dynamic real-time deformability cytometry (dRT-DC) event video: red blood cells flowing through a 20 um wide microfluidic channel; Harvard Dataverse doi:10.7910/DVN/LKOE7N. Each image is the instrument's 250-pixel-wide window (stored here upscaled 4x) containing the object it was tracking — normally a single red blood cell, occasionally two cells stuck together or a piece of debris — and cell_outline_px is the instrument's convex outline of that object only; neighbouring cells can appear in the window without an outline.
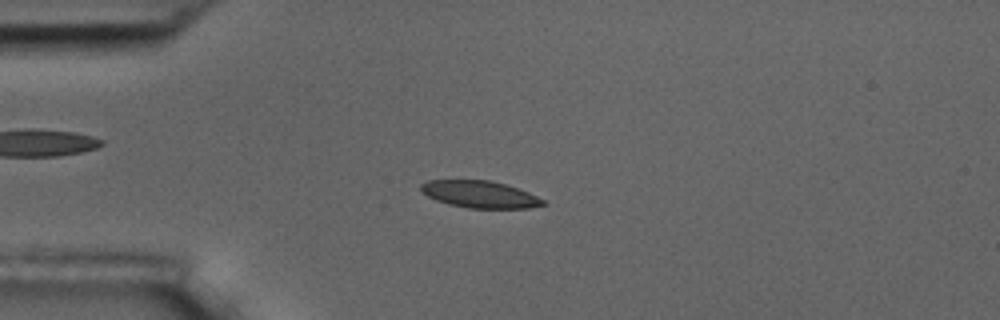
{"species": "common noctule bat (a hibernating species)", "species_latin": "Nyctalus noctula", "temperature_condition": "room temperature", "stored_images_in_passage": 8, "camera_frame_rate_fps": 3000, "um_per_image_px": 0.085, "animal": {"sex": "male", "body_mass_g": 17.5, "forearm_length_mm": 52.3}, "frame": {"image": 1, "passage_image": 4, "time_ms": 3.333, "image_size_px": [1000, 320], "cell_outline_px": [[548, 204], [528, 208], [468, 208], [448, 204], [436, 200], [428, 196], [420, 188], [420, 184], [428, 180], [488, 180], [504, 184], [528, 192], [544, 200]], "centroid_in_image_um": [40.78, 16.52], "position_along_channel_um": 44.2, "area_um2": 19.07}}
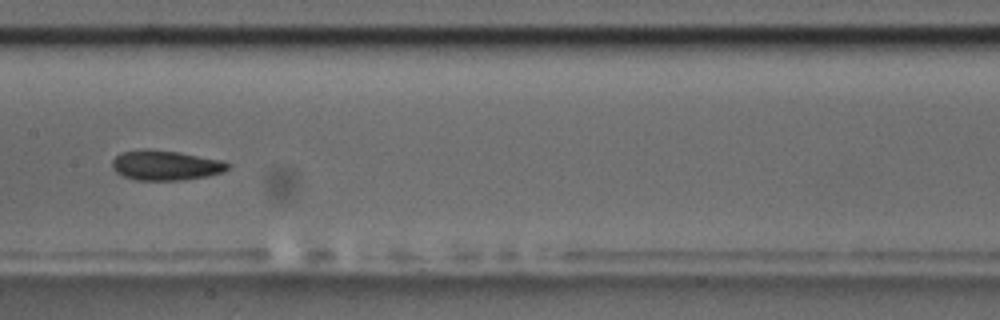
{"frame": {"image": 2, "passage_image": 8, "time_ms": 8.0, "image_size_px": [1000, 320], "cell_outline_px": [[232, 164], [224, 172], [208, 176], [180, 180], [136, 180], [124, 176], [116, 172], [112, 168], [112, 160], [120, 152], [144, 148], [148, 148], [180, 152], [224, 160]], "centroid_in_image_um": [14.09, 14.03], "position_along_channel_um": 193.3, "area_um2": 20.52}}